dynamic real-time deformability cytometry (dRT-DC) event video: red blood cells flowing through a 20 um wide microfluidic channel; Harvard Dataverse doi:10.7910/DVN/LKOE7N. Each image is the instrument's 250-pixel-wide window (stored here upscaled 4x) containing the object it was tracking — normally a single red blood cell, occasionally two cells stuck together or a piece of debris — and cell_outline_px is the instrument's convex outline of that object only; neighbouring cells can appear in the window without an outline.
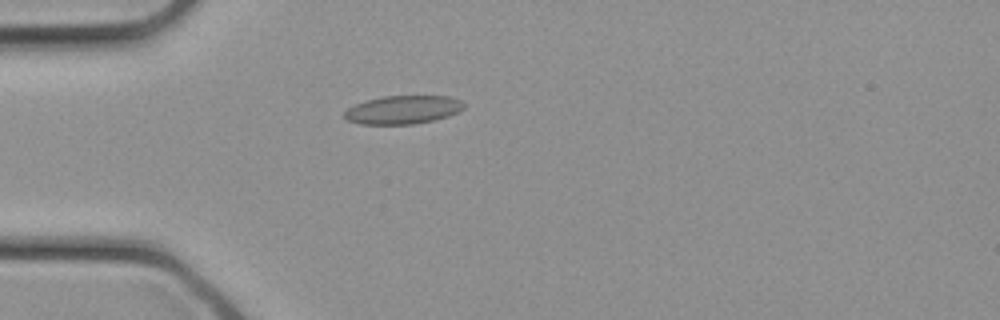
{"species": "common noctule bat (a hibernating species)", "species_latin": "Nyctalus noctula", "temperature_condition": "cold", "stored_images_in_passage": 27, "camera_frame_rate_fps": 3000, "um_per_image_px": 0.085, "animal": {"sex": "female", "body_mass_g": 21.9}, "frame": {"image": 1, "passage_image": 4, "time_ms": 1.0, "image_size_px": [1000, 320], "cell_outline_px": [[464, 108], [448, 116], [432, 120], [412, 124], [360, 124], [344, 120], [344, 112], [348, 108], [356, 104], [368, 100], [384, 96], [448, 96], [460, 100], [464, 104]], "centroid_in_image_um": [34.22, 9.33], "position_along_channel_um": 50.8, "area_um2": 19.59}}
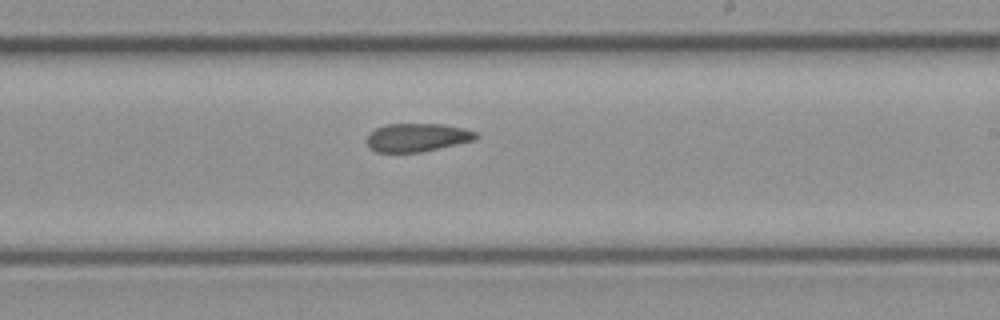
{"frame": {"image": 2, "passage_image": 14, "time_ms": 4.333, "image_size_px": [1000, 320], "cell_outline_px": [[480, 136], [476, 140], [420, 152], [376, 152], [368, 148], [368, 136], [376, 128], [388, 124], [444, 124], [464, 128], [476, 132]], "centroid_in_image_um": [35.5, 11.68], "position_along_channel_um": 253.5, "area_um2": 17.98}}
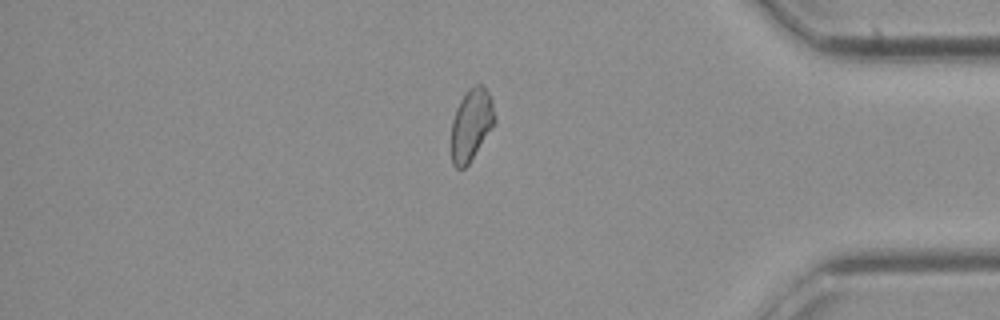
{"frame": {"image": 3, "passage_image": 22, "time_ms": 7.0, "image_size_px": [1000, 320], "cell_outline_px": [[496, 124], [468, 164], [464, 168], [456, 168], [452, 164], [452, 120], [456, 108], [464, 92], [468, 88], [476, 84], [484, 84], [492, 100], [496, 120]], "centroid_in_image_um": [40.08, 10.56], "position_along_channel_um": 395.1, "area_um2": 18.44}}